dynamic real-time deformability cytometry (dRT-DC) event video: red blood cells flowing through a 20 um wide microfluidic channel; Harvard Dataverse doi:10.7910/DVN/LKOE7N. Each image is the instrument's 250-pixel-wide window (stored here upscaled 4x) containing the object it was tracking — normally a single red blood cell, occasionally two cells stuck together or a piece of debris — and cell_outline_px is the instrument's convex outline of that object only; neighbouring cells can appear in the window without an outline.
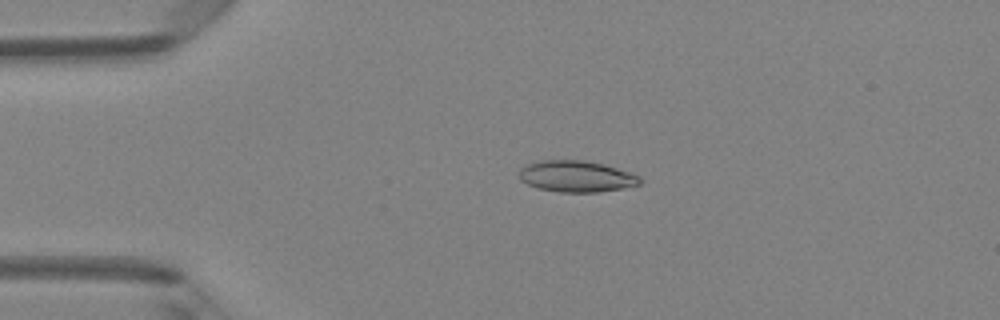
{"species": "Egyptian fruit bat (a non-hibernating species)", "species_latin": "Rousettus aegyptiacus", "temperature_condition": "room temperature", "stored_images_in_passage": 49, "camera_frame_rate_fps": 3000, "um_per_image_px": 0.085, "animal": {"sex": "female"}, "frame": {"image": 1, "passage_image": 11, "time_ms": 3.333, "image_size_px": [1000, 320], "cell_outline_px": [[644, 180], [640, 184], [624, 188], [596, 192], [560, 192], [540, 188], [528, 184], [520, 180], [520, 168], [524, 164], [540, 160], [584, 160], [604, 164], [640, 176]], "centroid_in_image_um": [49.0, 14.98], "position_along_channel_um": 36.0, "area_um2": 22.08}}
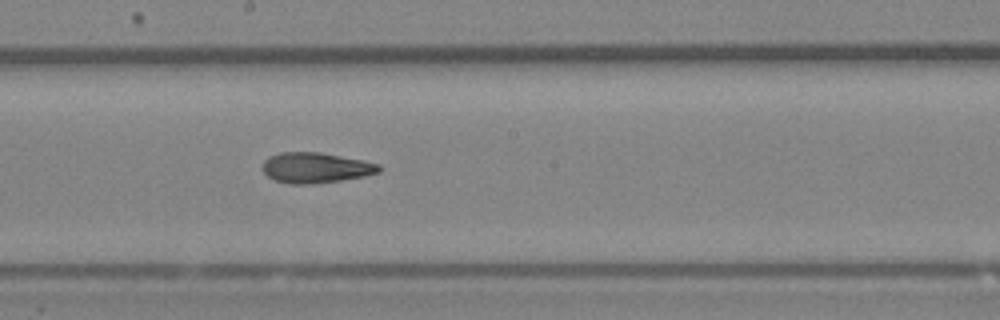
{"frame": {"image": 2, "passage_image": 27, "time_ms": 8.667, "image_size_px": [1000, 320], "cell_outline_px": [[380, 172], [364, 176], [340, 180], [312, 184], [288, 184], [276, 180], [268, 176], [260, 168], [264, 160], [268, 156], [280, 152], [320, 152], [364, 160], [380, 164]], "centroid_in_image_um": [26.8, 14.25], "position_along_channel_um": 221.4, "area_um2": 20.81}}
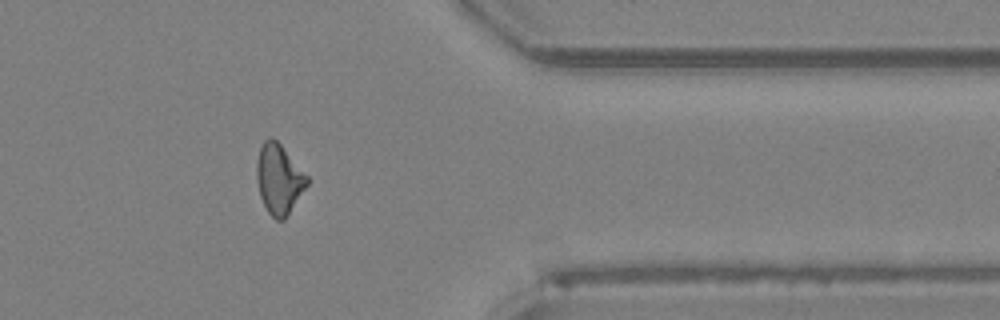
{"frame": {"image": 3, "passage_image": 40, "time_ms": 13.0, "image_size_px": [1000, 320], "cell_outline_px": [[308, 184], [284, 220], [276, 220], [268, 212], [260, 196], [256, 180], [256, 160], [260, 148], [264, 140], [272, 136], [280, 144], [308, 176]], "centroid_in_image_um": [23.69, 15.21], "position_along_channel_um": 387.7, "area_um2": 20.4}, "authors_computed_cell_mechanics": {"area_um2": 20.808, "velocity_mm_per_s": 4.1961, "shape_relaxation_time_tau1_ms": 10.2028, "shape_relaxation_time_tau2_ms": 3.507, "deformation_change_tau1": 0.2606, "deformation_change_tau2": 0.1087}}